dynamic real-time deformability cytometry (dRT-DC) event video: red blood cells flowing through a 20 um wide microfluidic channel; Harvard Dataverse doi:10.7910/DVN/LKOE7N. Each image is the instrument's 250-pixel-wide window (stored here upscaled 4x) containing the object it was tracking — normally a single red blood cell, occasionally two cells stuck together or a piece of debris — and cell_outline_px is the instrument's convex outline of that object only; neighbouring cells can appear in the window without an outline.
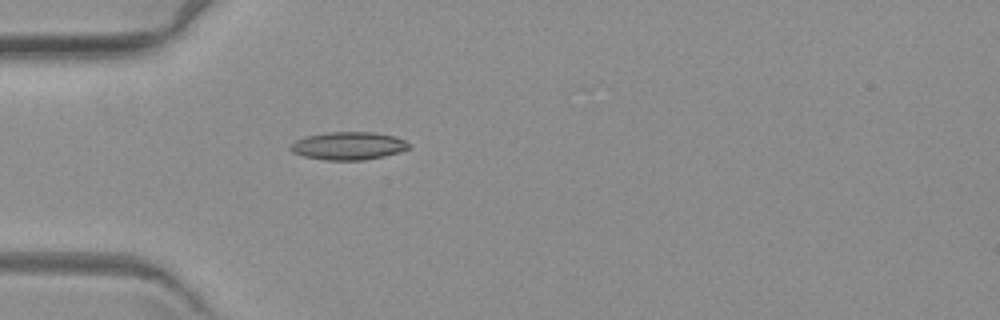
{"species": "common noctule bat (a hibernating species)", "species_latin": "Nyctalus noctula", "temperature_condition": "warm", "stored_images_in_passage": 5, "camera_frame_rate_fps": 3000, "um_per_image_px": 0.085, "animal": {"sex": "female", "body_mass_g": 19.3, "forearm_length_mm": 54.1}, "frame": {"image": 1, "passage_image": 5, "time_ms": 5.667, "image_size_px": [1000, 320], "cell_outline_px": [[412, 148], [400, 152], [384, 156], [364, 160], [328, 160], [304, 156], [292, 152], [288, 148], [296, 140], [304, 136], [328, 132], [372, 132], [396, 136], [404, 140]], "centroid_in_image_um": [29.62, 12.39], "position_along_channel_um": 55.4, "area_um2": 19.31}}